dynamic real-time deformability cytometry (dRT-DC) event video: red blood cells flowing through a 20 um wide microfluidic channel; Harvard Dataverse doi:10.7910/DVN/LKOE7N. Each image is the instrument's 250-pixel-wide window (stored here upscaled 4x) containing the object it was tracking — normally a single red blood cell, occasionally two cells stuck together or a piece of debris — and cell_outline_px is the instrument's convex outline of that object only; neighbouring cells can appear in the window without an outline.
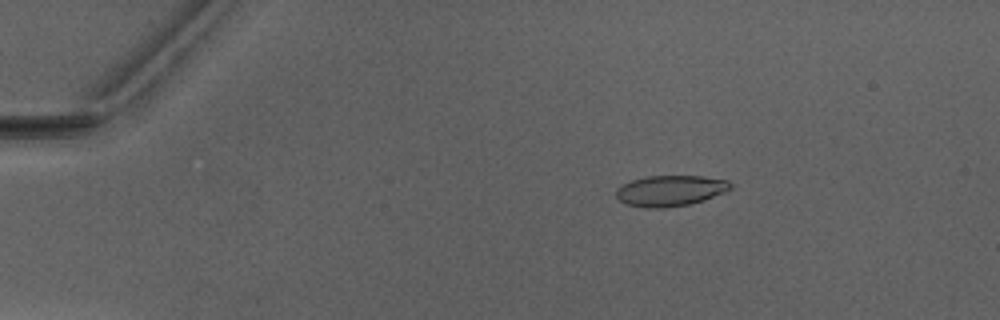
{"species": "Egyptian fruit bat (a non-hibernating species)", "species_latin": "Rousettus aegyptiacus", "temperature_condition": "warm", "stored_images_in_passage": 44, "camera_frame_rate_fps": 3000, "um_per_image_px": 0.085, "animal": {"sex": "male"}, "frame": {"image": 1, "passage_image": 2, "time_ms": 0.333, "image_size_px": [1000, 320], "cell_outline_px": [[732, 188], [724, 192], [704, 200], [688, 204], [664, 208], [644, 208], [628, 204], [620, 200], [616, 196], [616, 188], [632, 180], [644, 176], [704, 176], [728, 180], [732, 184]], "centroid_in_image_um": [56.98, 16.2], "position_along_channel_um": 28.0, "area_um2": 20.52}}
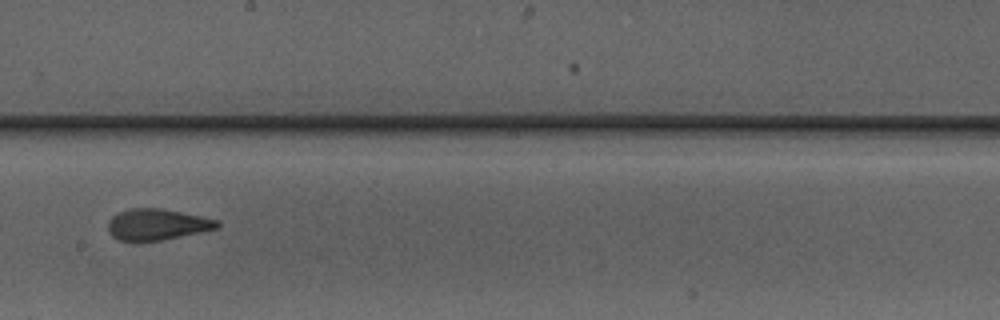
{"frame": {"image": 2, "passage_image": 23, "time_ms": 7.333, "image_size_px": [1000, 320], "cell_outline_px": [[220, 228], [160, 240], [116, 240], [108, 232], [108, 220], [112, 216], [128, 208], [160, 208], [200, 216], [216, 220], [220, 224]], "centroid_in_image_um": [13.32, 19.07], "position_along_channel_um": 234.9, "area_um2": 19.59}}
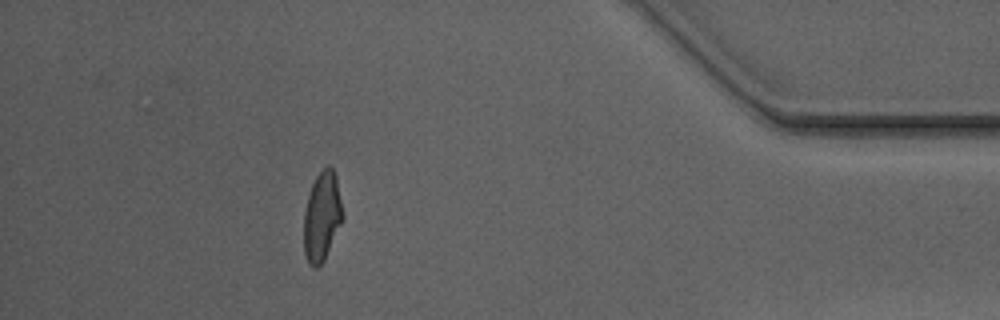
{"frame": {"image": 3, "passage_image": 39, "time_ms": 12.667, "image_size_px": [1000, 320], "cell_outline_px": [[344, 220], [324, 260], [316, 268], [312, 268], [308, 264], [304, 252], [304, 212], [308, 196], [312, 184], [316, 176], [328, 164], [332, 168], [336, 176], [344, 216]], "centroid_in_image_um": [27.38, 18.43], "position_along_channel_um": 407.8, "area_um2": 20.4}, "authors_computed_cell_mechanics": {"area_um2": 20.4323, "velocity_mm_per_s": 4.086, "shape_relaxation_time_tau1_ms": 6.0074, "shape_relaxation_time_tau2_ms": 1.1342, "deformation_change_tau1": 0.1896, "deformation_change_tau2": 0.0769}}